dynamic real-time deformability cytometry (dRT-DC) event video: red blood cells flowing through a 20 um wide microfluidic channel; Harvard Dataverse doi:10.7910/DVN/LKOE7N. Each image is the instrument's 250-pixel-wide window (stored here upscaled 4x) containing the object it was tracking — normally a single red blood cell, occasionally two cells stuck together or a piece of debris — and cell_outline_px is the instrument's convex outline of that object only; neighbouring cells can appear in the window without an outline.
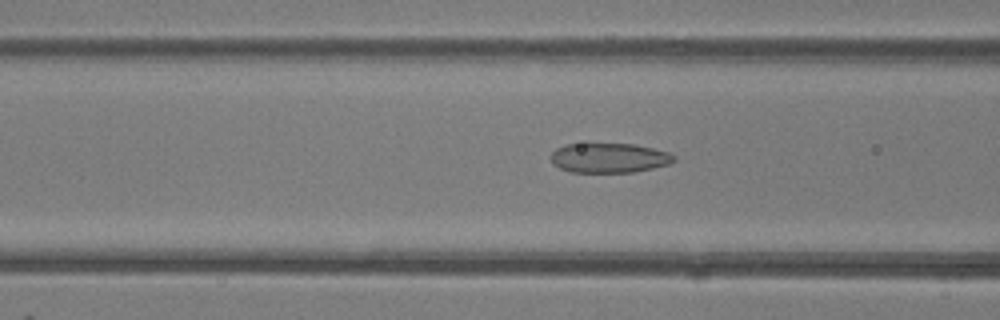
{"species": "common noctule bat (a hibernating species)", "species_latin": "Nyctalus noctula", "temperature_condition": "room temperature", "stored_images_in_passage": 18, "camera_frame_rate_fps": 3000, "um_per_image_px": 0.085, "animal": {"sex": "female"}, "frame": {"image": 1, "passage_image": 8, "time_ms": 2.333, "image_size_px": [1000, 320], "cell_outline_px": [[676, 160], [668, 164], [652, 168], [632, 172], [572, 172], [560, 168], [552, 164], [552, 152], [556, 148], [564, 144], [588, 140], [636, 144], [668, 152], [676, 156]], "centroid_in_image_um": [51.72, 13.36], "position_along_channel_um": 114.9, "area_um2": 22.25}}
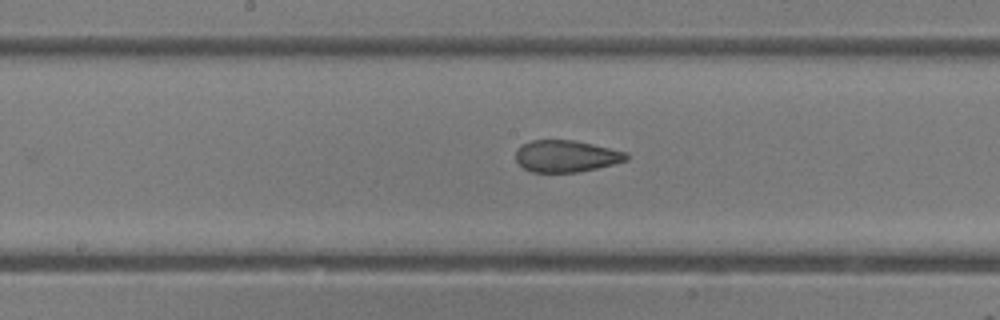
{"frame": {"image": 2, "passage_image": 14, "time_ms": 4.333, "image_size_px": [1000, 320], "cell_outline_px": [[628, 160], [596, 168], [576, 172], [532, 172], [524, 168], [516, 160], [516, 152], [520, 144], [532, 140], [572, 140], [592, 144], [628, 152]], "centroid_in_image_um": [48.11, 13.26], "position_along_channel_um": 200.1, "area_um2": 20.4}}
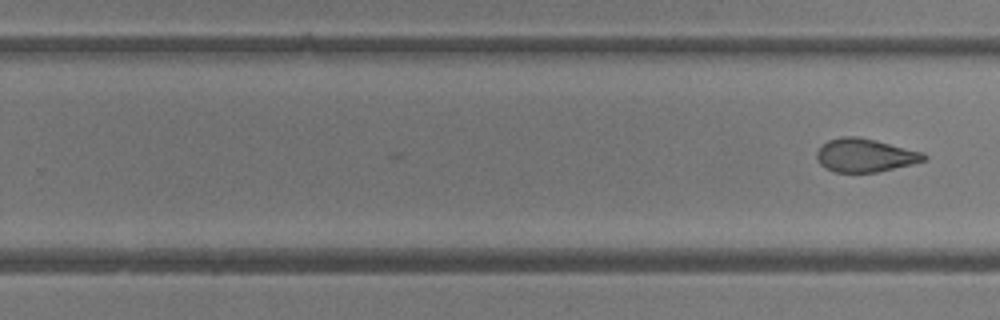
{"frame": {"image": 3, "passage_image": 18, "time_ms": 5.667, "image_size_px": [1000, 320], "cell_outline_px": [[928, 160], [912, 164], [876, 172], [832, 172], [824, 168], [816, 160], [816, 152], [828, 140], [840, 136], [856, 136], [924, 152], [928, 156]], "centroid_in_image_um": [73.52, 13.21], "position_along_channel_um": 256.3, "area_um2": 20.87}}